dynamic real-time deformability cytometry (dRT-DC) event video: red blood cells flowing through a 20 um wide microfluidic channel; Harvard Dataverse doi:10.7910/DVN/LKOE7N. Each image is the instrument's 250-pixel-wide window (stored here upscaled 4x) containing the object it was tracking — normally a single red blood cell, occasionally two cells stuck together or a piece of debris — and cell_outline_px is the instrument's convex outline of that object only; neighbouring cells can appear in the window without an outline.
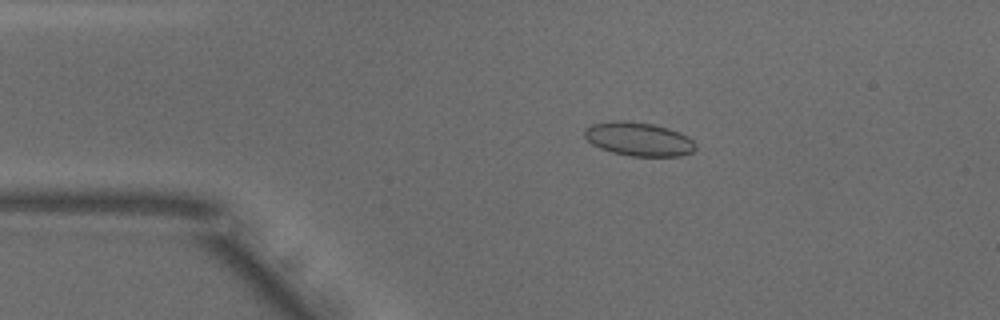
{"species": "common noctule bat (a hibernating species)", "species_latin": "Nyctalus noctula", "temperature_condition": "warm", "stored_images_in_passage": 52, "camera_frame_rate_fps": 3000, "um_per_image_px": 0.085, "animal": {"sex": "male", "body_mass_g": 18.8}, "frame": {"image": 1, "passage_image": 10, "time_ms": 3.0, "image_size_px": [1000, 320], "cell_outline_px": [[696, 148], [692, 152], [680, 156], [632, 156], [612, 152], [600, 148], [592, 144], [584, 136], [584, 128], [592, 124], [612, 120], [620, 120], [652, 124], [668, 128], [680, 132], [688, 136], [696, 144]], "centroid_in_image_um": [54.28, 11.82], "position_along_channel_um": 30.7, "area_um2": 21.85}}
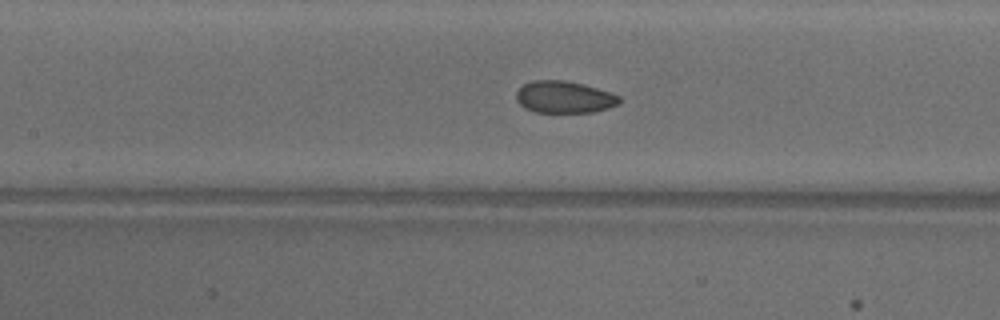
{"frame": {"image": 2, "passage_image": 23, "time_ms": 7.333, "image_size_px": [1000, 320], "cell_outline_px": [[620, 104], [608, 108], [592, 112], [536, 112], [524, 108], [516, 100], [516, 92], [524, 84], [532, 80], [564, 80], [584, 84], [612, 92], [620, 96]], "centroid_in_image_um": [47.97, 8.25], "position_along_channel_um": 159.4, "area_um2": 19.36}}
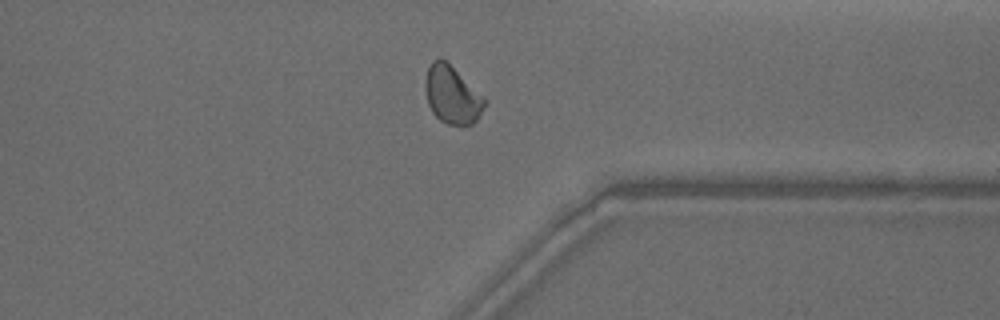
{"frame": {"image": 3, "passage_image": 40, "time_ms": 13.0, "image_size_px": [1000, 320], "cell_outline_px": [[488, 104], [476, 120], [472, 124], [448, 124], [440, 120], [432, 112], [428, 104], [424, 88], [424, 80], [428, 68], [432, 60], [444, 60], [484, 96], [488, 100]], "centroid_in_image_um": [38.43, 8.09], "position_along_channel_um": 373.0, "area_um2": 19.83}, "authors_computed_cell_mechanics": {"area_um2": 19.9988, "velocity_mm_per_s": 3.861, "shape_relaxation_time_tau1_ms": 3.7775, "shape_relaxation_time_tau2_ms": 0.8485, "deformation_change_tau1": 0.1054, "deformation_change_tau2": 0.0473}}